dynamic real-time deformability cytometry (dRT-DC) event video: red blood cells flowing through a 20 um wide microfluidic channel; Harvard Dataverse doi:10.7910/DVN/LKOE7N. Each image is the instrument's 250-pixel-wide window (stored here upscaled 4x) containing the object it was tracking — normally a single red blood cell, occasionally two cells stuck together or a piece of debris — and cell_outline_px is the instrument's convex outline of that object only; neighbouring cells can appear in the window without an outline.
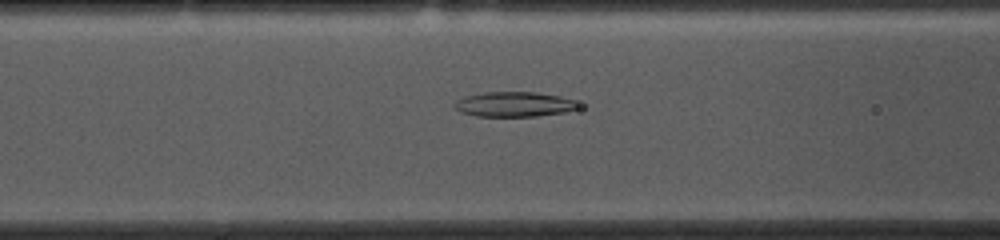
{"species": "common noctule bat (a hibernating species)", "species_latin": "Nyctalus noctula", "temperature_condition": "cold", "stored_images_in_passage": 52, "camera_frame_rate_fps": 3000, "um_per_image_px": 0.085, "animal": {"sex": "female", "body_mass_g": 10.0, "forearm_length_mm": 53.1}, "frame": {"image": 1, "passage_image": 19, "time_ms": 6.0, "image_size_px": [1000, 240], "cell_outline_px": [[580, 108], [564, 112], [536, 116], [476, 116], [460, 112], [452, 108], [452, 104], [456, 100], [464, 96], [484, 92], [536, 92], [560, 96], [572, 100]], "centroid_in_image_um": [43.61, 8.86], "position_along_channel_um": 123.0, "area_um2": 18.03}}
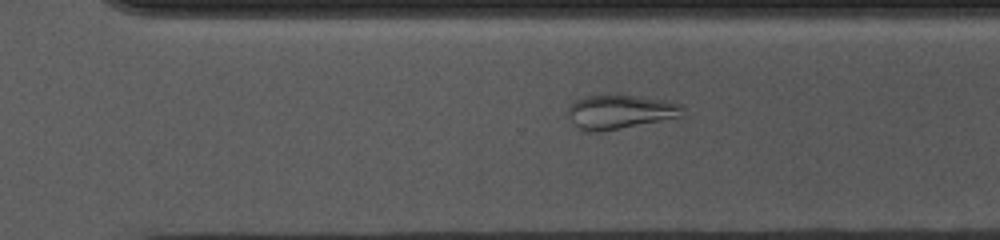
{"frame": {"image": 2, "passage_image": 35, "time_ms": 11.333, "image_size_px": [1000, 240], "cell_outline_px": [[688, 116], [600, 132], [588, 132], [580, 128], [568, 116], [568, 108], [576, 100], [584, 96], [612, 92], [616, 92], [668, 100], [680, 104], [684, 108]], "centroid_in_image_um": [52.8, 9.46], "position_along_channel_um": 317.8, "area_um2": 23.81}}
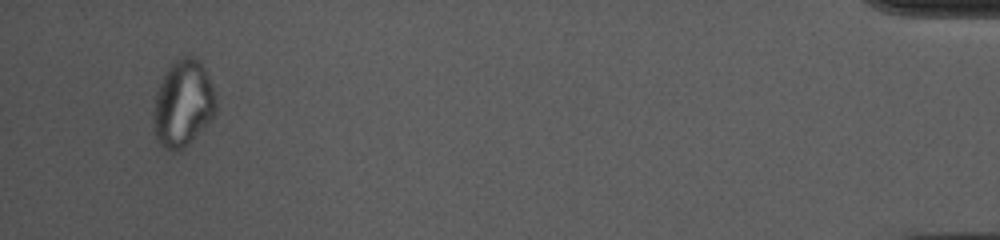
{"frame": {"image": 3, "passage_image": 50, "time_ms": 16.333, "image_size_px": [1000, 240], "cell_outline_px": [[216, 112], [188, 144], [184, 148], [172, 152], [164, 148], [156, 140], [156, 92], [164, 72], [180, 56], [196, 56], [200, 60], [208, 76], [216, 100]], "centroid_in_image_um": [15.58, 8.76], "position_along_channel_um": 419.6, "area_um2": 30.81}, "authors_computed_cell_mechanics": {"area_um2": 24.6806, "velocity_mm_per_s": 3.6669, "shape_relaxation_time_tau1_ms": null, "shape_relaxation_time_tau2_ms": 2.5391, "deformation_change_tau1": null, "deformation_change_tau2": 0.0811}}